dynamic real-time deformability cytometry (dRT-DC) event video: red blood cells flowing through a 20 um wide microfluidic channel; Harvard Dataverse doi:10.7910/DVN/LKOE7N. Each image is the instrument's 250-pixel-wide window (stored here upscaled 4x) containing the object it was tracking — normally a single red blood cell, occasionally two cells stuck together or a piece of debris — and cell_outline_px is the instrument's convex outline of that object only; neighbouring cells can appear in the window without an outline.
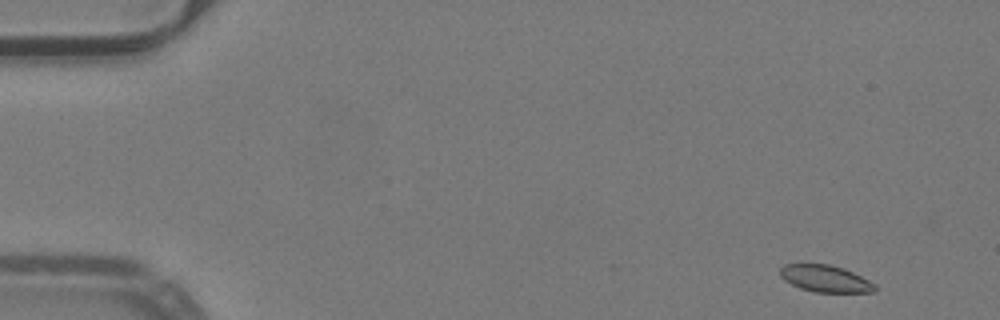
{"species": "common noctule bat (a hibernating species)", "species_latin": "Nyctalus noctula", "temperature_condition": "warm", "stored_images_in_passage": 49, "camera_frame_rate_fps": 3000, "um_per_image_px": 0.085, "animal": {"sex": "male", "body_mass_g": 19.2, "forearm_length_mm": 51.8}, "frame": {"image": 1, "passage_image": 1, "time_ms": 0.0, "image_size_px": [1000, 320], "cell_outline_px": [[876, 292], [816, 292], [800, 288], [784, 280], [780, 276], [780, 268], [784, 264], [828, 264], [844, 268], [876, 284]], "centroid_in_image_um": [70.15, 23.68], "position_along_channel_um": 14.8, "area_um2": 14.8}}
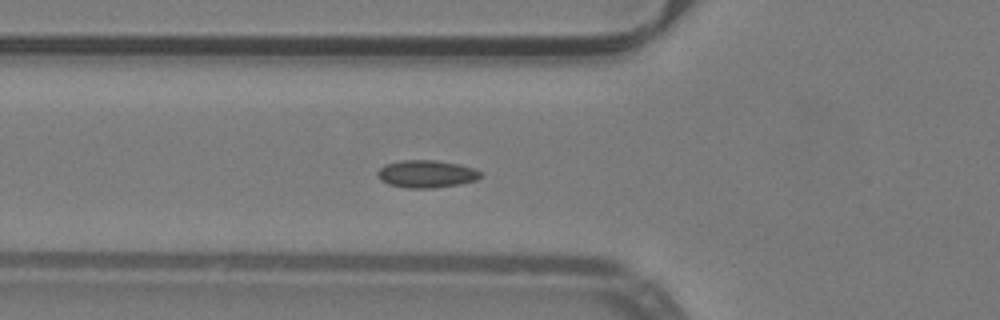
{"frame": {"image": 2, "passage_image": 16, "time_ms": 5.0, "image_size_px": [1000, 320], "cell_outline_px": [[484, 176], [476, 180], [460, 184], [436, 188], [408, 188], [388, 184], [380, 180], [376, 176], [376, 172], [384, 164], [404, 160], [436, 160], [456, 164], [472, 168], [484, 172]], "centroid_in_image_um": [36.25, 14.79], "position_along_channel_um": 89.6, "area_um2": 16.7}}
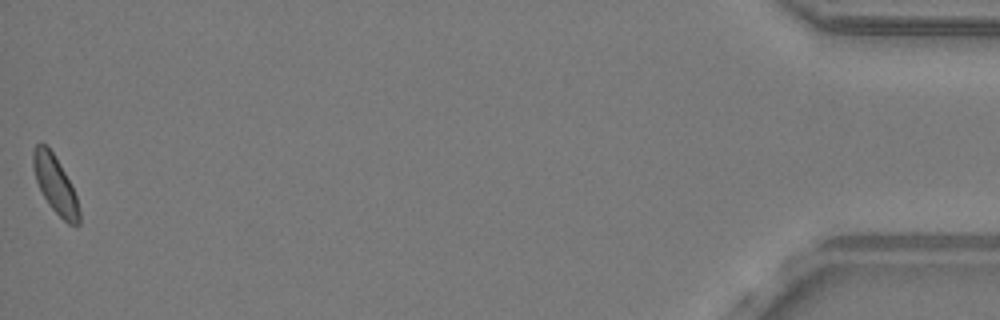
{"frame": {"image": 3, "passage_image": 49, "time_ms": 16.0, "image_size_px": [1000, 320], "cell_outline_px": [[80, 224], [68, 224], [48, 204], [36, 180], [32, 168], [32, 152], [36, 144], [40, 140], [48, 144], [64, 172], [76, 196], [80, 212]], "centroid_in_image_um": [4.66, 15.62], "position_along_channel_um": 430.5, "area_um2": 15.32}, "authors_computed_cell_mechanics": {"area_um2": 15.606, "velocity_mm_per_s": 3.9847, "shape_relaxation_time_tau1_ms": 6.1835, "shape_relaxation_time_tau2_ms": 1.5956, "deformation_change_tau1": 0.096, "deformation_change_tau2": 0.061}}